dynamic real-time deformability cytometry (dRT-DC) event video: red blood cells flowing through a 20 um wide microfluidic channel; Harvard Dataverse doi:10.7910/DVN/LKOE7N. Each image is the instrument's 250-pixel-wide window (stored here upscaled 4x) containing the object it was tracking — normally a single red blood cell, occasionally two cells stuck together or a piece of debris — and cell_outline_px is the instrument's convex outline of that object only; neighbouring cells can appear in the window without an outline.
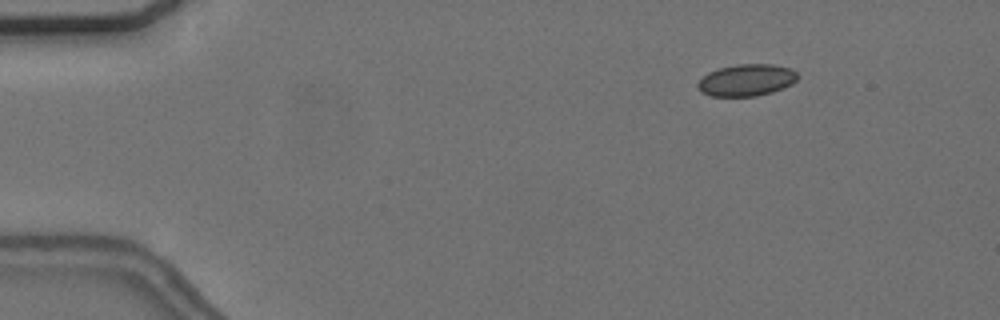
{"species": "common noctule bat (a hibernating species)", "species_latin": "Nyctalus noctula", "temperature_condition": "cold", "stored_images_in_passage": 50, "camera_frame_rate_fps": 3000, "um_per_image_px": 0.085, "animal": {"sex": "female", "body_mass_g": 24.6, "forearm_length_mm": 56.2}, "frame": {"image": 1, "passage_image": 1, "time_ms": 0.0, "image_size_px": [1000, 320], "cell_outline_px": [[800, 76], [792, 84], [784, 88], [772, 92], [756, 96], [712, 96], [700, 92], [696, 84], [708, 72], [720, 68], [736, 64], [772, 64], [792, 68]], "centroid_in_image_um": [63.48, 6.81], "position_along_channel_um": 21.5, "area_um2": 18.67}}
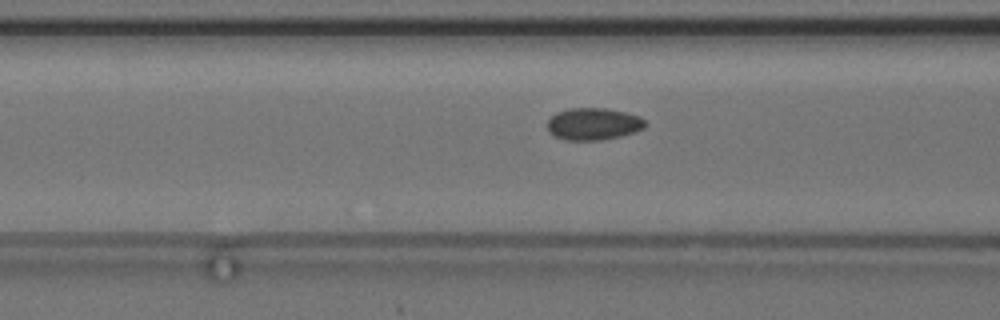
{"frame": {"image": 2, "passage_image": 16, "time_ms": 5.0, "image_size_px": [1000, 320], "cell_outline_px": [[648, 124], [644, 128], [620, 136], [600, 140], [564, 140], [552, 136], [548, 132], [548, 120], [556, 112], [568, 108], [608, 108], [640, 116]], "centroid_in_image_um": [50.41, 10.53], "position_along_channel_um": 116.2, "area_um2": 18.44}}
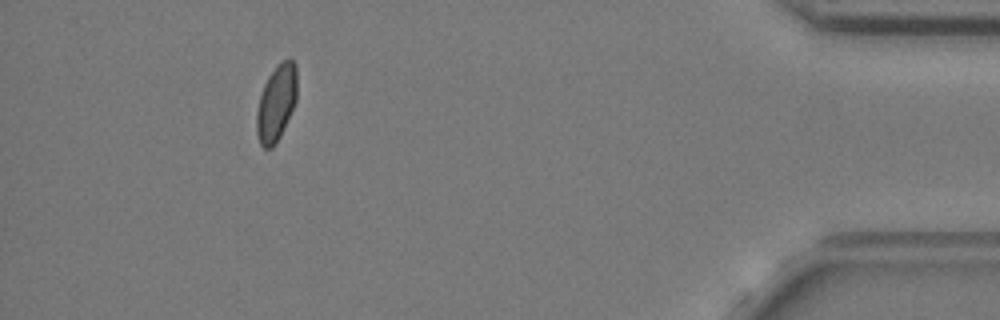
{"frame": {"image": 3, "passage_image": 45, "time_ms": 14.667, "image_size_px": [1000, 320], "cell_outline_px": [[296, 100], [280, 136], [276, 144], [272, 148], [264, 148], [260, 144], [256, 132], [256, 112], [260, 96], [264, 84], [268, 76], [284, 60], [292, 60], [296, 64]], "centroid_in_image_um": [23.47, 8.8], "position_along_channel_um": 411.7, "area_um2": 17.63}, "authors_computed_cell_mechanics": {"area_um2": 18.0914, "velocity_mm_per_s": 3.6714, "shape_relaxation_time_tau1_ms": null, "shape_relaxation_time_tau2_ms": 1.0396, "deformation_change_tau1": null, "deformation_change_tau2": 0.0516}}